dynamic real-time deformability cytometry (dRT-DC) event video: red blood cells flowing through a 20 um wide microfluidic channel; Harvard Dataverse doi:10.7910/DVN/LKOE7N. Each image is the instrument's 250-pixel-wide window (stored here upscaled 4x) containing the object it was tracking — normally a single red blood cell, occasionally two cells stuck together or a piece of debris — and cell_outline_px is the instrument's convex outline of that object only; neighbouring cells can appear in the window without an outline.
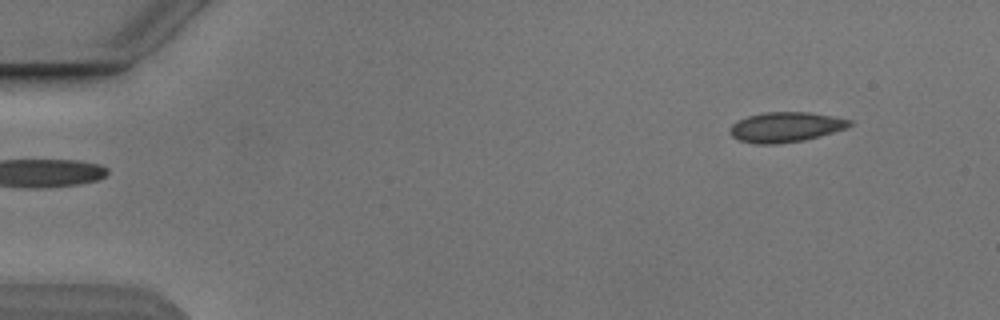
{"species": "Egyptian fruit bat (a non-hibernating species)", "species_latin": "Rousettus aegyptiacus", "temperature_condition": "cold", "stored_images_in_passage": 3, "segment_of_instrument_passage": [2, 2], "camera_frame_rate_fps": 3000, "um_per_image_px": 0.085, "animal": {"sex": "male"}, "frame": {"image": 1, "passage_image": 3, "time_ms": 2.333, "image_size_px": [1000, 320], "cell_outline_px": [[852, 124], [844, 128], [832, 132], [804, 140], [776, 144], [756, 144], [740, 140], [732, 136], [728, 132], [732, 124], [748, 116], [764, 112], [808, 112], [832, 116], [852, 120]], "centroid_in_image_um": [66.75, 10.8], "position_along_channel_um": 18.3, "area_um2": 20.69}}